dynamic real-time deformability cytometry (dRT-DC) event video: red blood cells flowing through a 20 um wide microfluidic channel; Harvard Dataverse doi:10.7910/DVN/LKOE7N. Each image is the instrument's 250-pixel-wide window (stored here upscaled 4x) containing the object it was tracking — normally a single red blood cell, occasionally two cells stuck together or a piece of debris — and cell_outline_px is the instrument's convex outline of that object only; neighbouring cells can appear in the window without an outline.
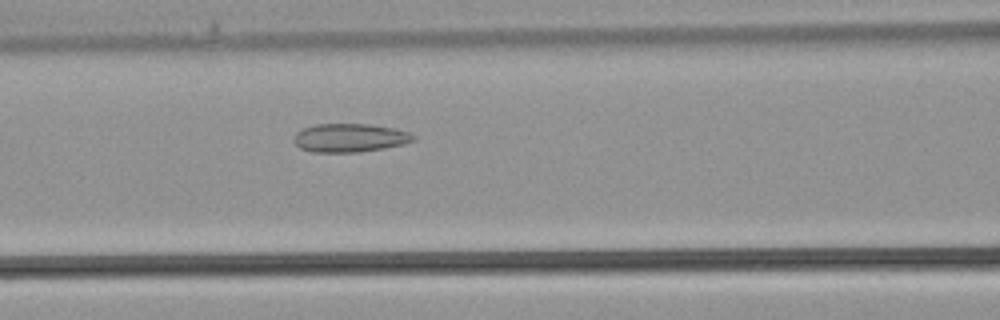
{"species": "common noctule bat (a hibernating species)", "species_latin": "Nyctalus noctula", "temperature_condition": "warm", "stored_images_in_passage": 24, "segment_of_instrument_passage": [1, 2], "camera_frame_rate_fps": 3000, "um_per_image_px": 0.085, "animal": {"sex": "male", "body_mass_g": 21.5, "forearm_length_mm": 52.0}, "frame": {"image": 1, "passage_image": 9, "time_ms": 2.667, "image_size_px": [1000, 320], "cell_outline_px": [[416, 140], [404, 144], [384, 148], [360, 152], [312, 152], [300, 148], [292, 140], [296, 132], [304, 128], [316, 124], [368, 124], [396, 128], [408, 132], [416, 136]], "centroid_in_image_um": [29.75, 11.71], "position_along_channel_um": 136.9, "area_um2": 20.0}}
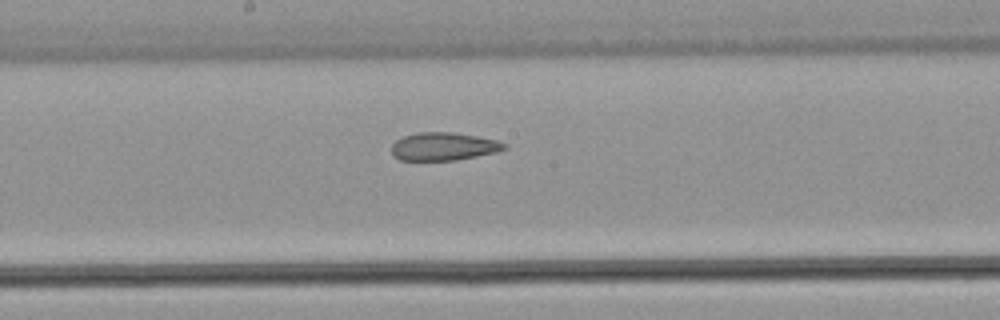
{"frame": {"image": 2, "passage_image": 13, "time_ms": 4.0, "image_size_px": [1000, 320], "cell_outline_px": [[508, 148], [496, 152], [456, 160], [400, 160], [392, 152], [392, 144], [396, 140], [404, 136], [416, 132], [452, 132], [476, 136], [496, 140], [508, 144]], "centroid_in_image_um": [37.72, 12.44], "position_along_channel_um": 210.5, "area_um2": 18.32}}
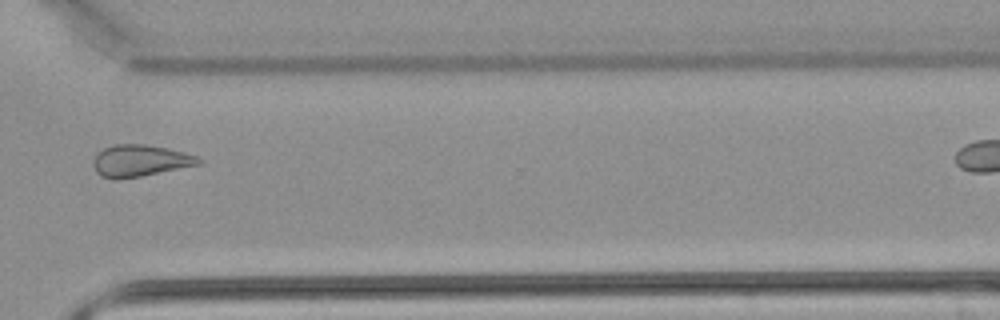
{"frame": {"image": 3, "passage_image": 21, "time_ms": 6.667, "image_size_px": [1000, 320], "cell_outline_px": [[204, 160], [200, 164], [140, 176], [100, 176], [96, 172], [92, 164], [96, 152], [104, 148], [116, 144], [144, 144], [168, 148], [184, 152], [196, 156]], "centroid_in_image_um": [11.92, 13.61], "position_along_channel_um": 358.7, "area_um2": 18.96}}